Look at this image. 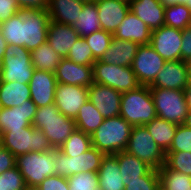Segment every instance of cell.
I'll list each match as a JSON object with an SVG mask.
<instances>
[{"mask_svg": "<svg viewBox=\"0 0 191 190\" xmlns=\"http://www.w3.org/2000/svg\"><path fill=\"white\" fill-rule=\"evenodd\" d=\"M32 126L45 134L54 149H59L77 129L75 119L63 115L55 103L38 107Z\"/></svg>", "mask_w": 191, "mask_h": 190, "instance_id": "obj_1", "label": "cell"}, {"mask_svg": "<svg viewBox=\"0 0 191 190\" xmlns=\"http://www.w3.org/2000/svg\"><path fill=\"white\" fill-rule=\"evenodd\" d=\"M133 126L120 115L104 119L91 135L92 147L105 155L125 151Z\"/></svg>", "mask_w": 191, "mask_h": 190, "instance_id": "obj_2", "label": "cell"}, {"mask_svg": "<svg viewBox=\"0 0 191 190\" xmlns=\"http://www.w3.org/2000/svg\"><path fill=\"white\" fill-rule=\"evenodd\" d=\"M120 116L132 126H145L157 117L149 86L122 93Z\"/></svg>", "mask_w": 191, "mask_h": 190, "instance_id": "obj_3", "label": "cell"}, {"mask_svg": "<svg viewBox=\"0 0 191 190\" xmlns=\"http://www.w3.org/2000/svg\"><path fill=\"white\" fill-rule=\"evenodd\" d=\"M1 143L15 157L29 152H43L54 149L45 134L32 125L23 129L4 132L1 135Z\"/></svg>", "mask_w": 191, "mask_h": 190, "instance_id": "obj_4", "label": "cell"}, {"mask_svg": "<svg viewBox=\"0 0 191 190\" xmlns=\"http://www.w3.org/2000/svg\"><path fill=\"white\" fill-rule=\"evenodd\" d=\"M35 68L31 62V51L24 46L8 44L3 57L0 82L28 84Z\"/></svg>", "mask_w": 191, "mask_h": 190, "instance_id": "obj_5", "label": "cell"}, {"mask_svg": "<svg viewBox=\"0 0 191 190\" xmlns=\"http://www.w3.org/2000/svg\"><path fill=\"white\" fill-rule=\"evenodd\" d=\"M158 118L177 125L184 124L189 112L184 91L179 89L150 88Z\"/></svg>", "mask_w": 191, "mask_h": 190, "instance_id": "obj_6", "label": "cell"}, {"mask_svg": "<svg viewBox=\"0 0 191 190\" xmlns=\"http://www.w3.org/2000/svg\"><path fill=\"white\" fill-rule=\"evenodd\" d=\"M55 149L43 152H29L16 157V167L26 181L27 187L39 186L47 177L55 175L52 158Z\"/></svg>", "mask_w": 191, "mask_h": 190, "instance_id": "obj_7", "label": "cell"}, {"mask_svg": "<svg viewBox=\"0 0 191 190\" xmlns=\"http://www.w3.org/2000/svg\"><path fill=\"white\" fill-rule=\"evenodd\" d=\"M125 151L146 162L153 169H161L166 153L156 144L145 126H133Z\"/></svg>", "mask_w": 191, "mask_h": 190, "instance_id": "obj_8", "label": "cell"}, {"mask_svg": "<svg viewBox=\"0 0 191 190\" xmlns=\"http://www.w3.org/2000/svg\"><path fill=\"white\" fill-rule=\"evenodd\" d=\"M94 83L107 85L121 93L138 88L137 80L131 66H119L96 60L92 65Z\"/></svg>", "mask_w": 191, "mask_h": 190, "instance_id": "obj_9", "label": "cell"}, {"mask_svg": "<svg viewBox=\"0 0 191 190\" xmlns=\"http://www.w3.org/2000/svg\"><path fill=\"white\" fill-rule=\"evenodd\" d=\"M50 17L47 10L23 11V46L32 51L47 41Z\"/></svg>", "mask_w": 191, "mask_h": 190, "instance_id": "obj_10", "label": "cell"}, {"mask_svg": "<svg viewBox=\"0 0 191 190\" xmlns=\"http://www.w3.org/2000/svg\"><path fill=\"white\" fill-rule=\"evenodd\" d=\"M165 62L150 44L139 45L131 67L139 83L150 86Z\"/></svg>", "mask_w": 191, "mask_h": 190, "instance_id": "obj_11", "label": "cell"}, {"mask_svg": "<svg viewBox=\"0 0 191 190\" xmlns=\"http://www.w3.org/2000/svg\"><path fill=\"white\" fill-rule=\"evenodd\" d=\"M183 30L163 25L151 32L150 45L165 60H181Z\"/></svg>", "mask_w": 191, "mask_h": 190, "instance_id": "obj_12", "label": "cell"}, {"mask_svg": "<svg viewBox=\"0 0 191 190\" xmlns=\"http://www.w3.org/2000/svg\"><path fill=\"white\" fill-rule=\"evenodd\" d=\"M88 100V87L57 83L55 105L63 115L75 119Z\"/></svg>", "mask_w": 191, "mask_h": 190, "instance_id": "obj_13", "label": "cell"}, {"mask_svg": "<svg viewBox=\"0 0 191 190\" xmlns=\"http://www.w3.org/2000/svg\"><path fill=\"white\" fill-rule=\"evenodd\" d=\"M122 93L100 83L88 87V99L105 119L120 115Z\"/></svg>", "mask_w": 191, "mask_h": 190, "instance_id": "obj_14", "label": "cell"}, {"mask_svg": "<svg viewBox=\"0 0 191 190\" xmlns=\"http://www.w3.org/2000/svg\"><path fill=\"white\" fill-rule=\"evenodd\" d=\"M190 83V75L183 60L166 61L150 88L179 89L184 91Z\"/></svg>", "mask_w": 191, "mask_h": 190, "instance_id": "obj_15", "label": "cell"}, {"mask_svg": "<svg viewBox=\"0 0 191 190\" xmlns=\"http://www.w3.org/2000/svg\"><path fill=\"white\" fill-rule=\"evenodd\" d=\"M37 110L36 104L31 100H25V103L19 107H1L0 108V133L6 131L23 129L32 125L35 113Z\"/></svg>", "mask_w": 191, "mask_h": 190, "instance_id": "obj_16", "label": "cell"}, {"mask_svg": "<svg viewBox=\"0 0 191 190\" xmlns=\"http://www.w3.org/2000/svg\"><path fill=\"white\" fill-rule=\"evenodd\" d=\"M31 100L37 108L55 103L57 79L55 73L35 69L30 80Z\"/></svg>", "mask_w": 191, "mask_h": 190, "instance_id": "obj_17", "label": "cell"}, {"mask_svg": "<svg viewBox=\"0 0 191 190\" xmlns=\"http://www.w3.org/2000/svg\"><path fill=\"white\" fill-rule=\"evenodd\" d=\"M101 29L114 34L130 11L129 2L123 0H98L95 2Z\"/></svg>", "mask_w": 191, "mask_h": 190, "instance_id": "obj_18", "label": "cell"}, {"mask_svg": "<svg viewBox=\"0 0 191 190\" xmlns=\"http://www.w3.org/2000/svg\"><path fill=\"white\" fill-rule=\"evenodd\" d=\"M57 83L89 87L93 82L92 66L78 65L62 58L55 72Z\"/></svg>", "mask_w": 191, "mask_h": 190, "instance_id": "obj_19", "label": "cell"}, {"mask_svg": "<svg viewBox=\"0 0 191 190\" xmlns=\"http://www.w3.org/2000/svg\"><path fill=\"white\" fill-rule=\"evenodd\" d=\"M130 11L151 31L165 25V7L159 0H130Z\"/></svg>", "mask_w": 191, "mask_h": 190, "instance_id": "obj_20", "label": "cell"}, {"mask_svg": "<svg viewBox=\"0 0 191 190\" xmlns=\"http://www.w3.org/2000/svg\"><path fill=\"white\" fill-rule=\"evenodd\" d=\"M79 38L74 27L54 21L49 22L47 42L61 58L68 56L69 50Z\"/></svg>", "mask_w": 191, "mask_h": 190, "instance_id": "obj_21", "label": "cell"}, {"mask_svg": "<svg viewBox=\"0 0 191 190\" xmlns=\"http://www.w3.org/2000/svg\"><path fill=\"white\" fill-rule=\"evenodd\" d=\"M151 30L131 11L114 32L113 37L136 42L139 45H148L151 39Z\"/></svg>", "mask_w": 191, "mask_h": 190, "instance_id": "obj_22", "label": "cell"}, {"mask_svg": "<svg viewBox=\"0 0 191 190\" xmlns=\"http://www.w3.org/2000/svg\"><path fill=\"white\" fill-rule=\"evenodd\" d=\"M139 44L113 37L108 50L100 58V62L119 66H131Z\"/></svg>", "mask_w": 191, "mask_h": 190, "instance_id": "obj_23", "label": "cell"}, {"mask_svg": "<svg viewBox=\"0 0 191 190\" xmlns=\"http://www.w3.org/2000/svg\"><path fill=\"white\" fill-rule=\"evenodd\" d=\"M85 3L79 0H49L47 12L51 21L73 27Z\"/></svg>", "mask_w": 191, "mask_h": 190, "instance_id": "obj_24", "label": "cell"}, {"mask_svg": "<svg viewBox=\"0 0 191 190\" xmlns=\"http://www.w3.org/2000/svg\"><path fill=\"white\" fill-rule=\"evenodd\" d=\"M97 174L99 178V190L125 189L115 154H108L102 158Z\"/></svg>", "mask_w": 191, "mask_h": 190, "instance_id": "obj_25", "label": "cell"}, {"mask_svg": "<svg viewBox=\"0 0 191 190\" xmlns=\"http://www.w3.org/2000/svg\"><path fill=\"white\" fill-rule=\"evenodd\" d=\"M115 155L117 156L124 186L127 184L128 180L139 179L152 169L146 162L126 151L117 152Z\"/></svg>", "mask_w": 191, "mask_h": 190, "instance_id": "obj_26", "label": "cell"}, {"mask_svg": "<svg viewBox=\"0 0 191 190\" xmlns=\"http://www.w3.org/2000/svg\"><path fill=\"white\" fill-rule=\"evenodd\" d=\"M31 99L29 84L18 82H0L1 107L11 108L20 106L25 100Z\"/></svg>", "mask_w": 191, "mask_h": 190, "instance_id": "obj_27", "label": "cell"}, {"mask_svg": "<svg viewBox=\"0 0 191 190\" xmlns=\"http://www.w3.org/2000/svg\"><path fill=\"white\" fill-rule=\"evenodd\" d=\"M145 127L156 144L166 153L171 146L178 125L156 117Z\"/></svg>", "mask_w": 191, "mask_h": 190, "instance_id": "obj_28", "label": "cell"}, {"mask_svg": "<svg viewBox=\"0 0 191 190\" xmlns=\"http://www.w3.org/2000/svg\"><path fill=\"white\" fill-rule=\"evenodd\" d=\"M61 59L47 41L31 51V62L37 70L55 73Z\"/></svg>", "mask_w": 191, "mask_h": 190, "instance_id": "obj_29", "label": "cell"}, {"mask_svg": "<svg viewBox=\"0 0 191 190\" xmlns=\"http://www.w3.org/2000/svg\"><path fill=\"white\" fill-rule=\"evenodd\" d=\"M98 15L95 2H86L84 4L82 12L78 17V22L73 26L81 38H84L101 29Z\"/></svg>", "mask_w": 191, "mask_h": 190, "instance_id": "obj_30", "label": "cell"}, {"mask_svg": "<svg viewBox=\"0 0 191 190\" xmlns=\"http://www.w3.org/2000/svg\"><path fill=\"white\" fill-rule=\"evenodd\" d=\"M104 119L97 108L88 100L82 105L75 118L76 128L91 136Z\"/></svg>", "mask_w": 191, "mask_h": 190, "instance_id": "obj_31", "label": "cell"}, {"mask_svg": "<svg viewBox=\"0 0 191 190\" xmlns=\"http://www.w3.org/2000/svg\"><path fill=\"white\" fill-rule=\"evenodd\" d=\"M158 173L163 190H191V176L169 169L165 164Z\"/></svg>", "mask_w": 191, "mask_h": 190, "instance_id": "obj_32", "label": "cell"}, {"mask_svg": "<svg viewBox=\"0 0 191 190\" xmlns=\"http://www.w3.org/2000/svg\"><path fill=\"white\" fill-rule=\"evenodd\" d=\"M0 31L7 44L23 46V11L1 22Z\"/></svg>", "mask_w": 191, "mask_h": 190, "instance_id": "obj_33", "label": "cell"}, {"mask_svg": "<svg viewBox=\"0 0 191 190\" xmlns=\"http://www.w3.org/2000/svg\"><path fill=\"white\" fill-rule=\"evenodd\" d=\"M55 175L62 177H70L74 174L81 173L80 156L72 155V157L65 155L59 149H55V155L52 158Z\"/></svg>", "mask_w": 191, "mask_h": 190, "instance_id": "obj_34", "label": "cell"}, {"mask_svg": "<svg viewBox=\"0 0 191 190\" xmlns=\"http://www.w3.org/2000/svg\"><path fill=\"white\" fill-rule=\"evenodd\" d=\"M92 147L91 136L76 129L62 144L59 150L67 156L80 155Z\"/></svg>", "mask_w": 191, "mask_h": 190, "instance_id": "obj_35", "label": "cell"}, {"mask_svg": "<svg viewBox=\"0 0 191 190\" xmlns=\"http://www.w3.org/2000/svg\"><path fill=\"white\" fill-rule=\"evenodd\" d=\"M191 22V11L186 5L165 7V25L175 29L184 30Z\"/></svg>", "mask_w": 191, "mask_h": 190, "instance_id": "obj_36", "label": "cell"}, {"mask_svg": "<svg viewBox=\"0 0 191 190\" xmlns=\"http://www.w3.org/2000/svg\"><path fill=\"white\" fill-rule=\"evenodd\" d=\"M112 38L113 34L102 29L84 37L91 48L95 61L100 60L102 55L108 50Z\"/></svg>", "mask_w": 191, "mask_h": 190, "instance_id": "obj_37", "label": "cell"}, {"mask_svg": "<svg viewBox=\"0 0 191 190\" xmlns=\"http://www.w3.org/2000/svg\"><path fill=\"white\" fill-rule=\"evenodd\" d=\"M67 59L78 65L92 66L95 63L91 48L84 38H79L68 52Z\"/></svg>", "mask_w": 191, "mask_h": 190, "instance_id": "obj_38", "label": "cell"}, {"mask_svg": "<svg viewBox=\"0 0 191 190\" xmlns=\"http://www.w3.org/2000/svg\"><path fill=\"white\" fill-rule=\"evenodd\" d=\"M165 165L169 169L191 176V153L166 152Z\"/></svg>", "mask_w": 191, "mask_h": 190, "instance_id": "obj_39", "label": "cell"}, {"mask_svg": "<svg viewBox=\"0 0 191 190\" xmlns=\"http://www.w3.org/2000/svg\"><path fill=\"white\" fill-rule=\"evenodd\" d=\"M70 190H98L99 178L97 173L87 172L74 174L67 178Z\"/></svg>", "mask_w": 191, "mask_h": 190, "instance_id": "obj_40", "label": "cell"}, {"mask_svg": "<svg viewBox=\"0 0 191 190\" xmlns=\"http://www.w3.org/2000/svg\"><path fill=\"white\" fill-rule=\"evenodd\" d=\"M160 178L157 169H151L145 176L139 179L128 180L124 190H158Z\"/></svg>", "mask_w": 191, "mask_h": 190, "instance_id": "obj_41", "label": "cell"}, {"mask_svg": "<svg viewBox=\"0 0 191 190\" xmlns=\"http://www.w3.org/2000/svg\"><path fill=\"white\" fill-rule=\"evenodd\" d=\"M27 188L26 181L16 166L0 174V190H27Z\"/></svg>", "mask_w": 191, "mask_h": 190, "instance_id": "obj_42", "label": "cell"}, {"mask_svg": "<svg viewBox=\"0 0 191 190\" xmlns=\"http://www.w3.org/2000/svg\"><path fill=\"white\" fill-rule=\"evenodd\" d=\"M191 153V128L185 124L178 125L171 146L167 152Z\"/></svg>", "mask_w": 191, "mask_h": 190, "instance_id": "obj_43", "label": "cell"}, {"mask_svg": "<svg viewBox=\"0 0 191 190\" xmlns=\"http://www.w3.org/2000/svg\"><path fill=\"white\" fill-rule=\"evenodd\" d=\"M80 156L81 172H93L97 173L101 166L102 158L105 154L95 147H91L88 151L82 153Z\"/></svg>", "mask_w": 191, "mask_h": 190, "instance_id": "obj_44", "label": "cell"}, {"mask_svg": "<svg viewBox=\"0 0 191 190\" xmlns=\"http://www.w3.org/2000/svg\"><path fill=\"white\" fill-rule=\"evenodd\" d=\"M38 187L41 190H70L68 179L58 175L47 177Z\"/></svg>", "mask_w": 191, "mask_h": 190, "instance_id": "obj_45", "label": "cell"}, {"mask_svg": "<svg viewBox=\"0 0 191 190\" xmlns=\"http://www.w3.org/2000/svg\"><path fill=\"white\" fill-rule=\"evenodd\" d=\"M21 12L17 0H0V22Z\"/></svg>", "mask_w": 191, "mask_h": 190, "instance_id": "obj_46", "label": "cell"}, {"mask_svg": "<svg viewBox=\"0 0 191 190\" xmlns=\"http://www.w3.org/2000/svg\"><path fill=\"white\" fill-rule=\"evenodd\" d=\"M16 166V157L3 146L0 147V174Z\"/></svg>", "mask_w": 191, "mask_h": 190, "instance_id": "obj_47", "label": "cell"}, {"mask_svg": "<svg viewBox=\"0 0 191 190\" xmlns=\"http://www.w3.org/2000/svg\"><path fill=\"white\" fill-rule=\"evenodd\" d=\"M21 11L24 10H47L49 0H17Z\"/></svg>", "mask_w": 191, "mask_h": 190, "instance_id": "obj_48", "label": "cell"}, {"mask_svg": "<svg viewBox=\"0 0 191 190\" xmlns=\"http://www.w3.org/2000/svg\"><path fill=\"white\" fill-rule=\"evenodd\" d=\"M191 56V30L188 28L182 32L181 60L185 61Z\"/></svg>", "mask_w": 191, "mask_h": 190, "instance_id": "obj_49", "label": "cell"}, {"mask_svg": "<svg viewBox=\"0 0 191 190\" xmlns=\"http://www.w3.org/2000/svg\"><path fill=\"white\" fill-rule=\"evenodd\" d=\"M184 94H185L186 103L189 107V112L184 124L187 127L191 128V83H189L186 89L184 90Z\"/></svg>", "mask_w": 191, "mask_h": 190, "instance_id": "obj_50", "label": "cell"}, {"mask_svg": "<svg viewBox=\"0 0 191 190\" xmlns=\"http://www.w3.org/2000/svg\"><path fill=\"white\" fill-rule=\"evenodd\" d=\"M164 7L174 5H186L188 8L191 6V0H159Z\"/></svg>", "mask_w": 191, "mask_h": 190, "instance_id": "obj_51", "label": "cell"}, {"mask_svg": "<svg viewBox=\"0 0 191 190\" xmlns=\"http://www.w3.org/2000/svg\"><path fill=\"white\" fill-rule=\"evenodd\" d=\"M7 45H8V44H7V42L5 41V39H4V37L2 36L1 31H0V51H1V52H5Z\"/></svg>", "mask_w": 191, "mask_h": 190, "instance_id": "obj_52", "label": "cell"}, {"mask_svg": "<svg viewBox=\"0 0 191 190\" xmlns=\"http://www.w3.org/2000/svg\"><path fill=\"white\" fill-rule=\"evenodd\" d=\"M188 71H189V75L191 76V56L185 60Z\"/></svg>", "mask_w": 191, "mask_h": 190, "instance_id": "obj_53", "label": "cell"}, {"mask_svg": "<svg viewBox=\"0 0 191 190\" xmlns=\"http://www.w3.org/2000/svg\"><path fill=\"white\" fill-rule=\"evenodd\" d=\"M4 53H5V52H1V51H0V71L2 70Z\"/></svg>", "mask_w": 191, "mask_h": 190, "instance_id": "obj_54", "label": "cell"}, {"mask_svg": "<svg viewBox=\"0 0 191 190\" xmlns=\"http://www.w3.org/2000/svg\"><path fill=\"white\" fill-rule=\"evenodd\" d=\"M27 190H41L38 186L28 187Z\"/></svg>", "mask_w": 191, "mask_h": 190, "instance_id": "obj_55", "label": "cell"}, {"mask_svg": "<svg viewBox=\"0 0 191 190\" xmlns=\"http://www.w3.org/2000/svg\"><path fill=\"white\" fill-rule=\"evenodd\" d=\"M96 1H98V0H88V2H96Z\"/></svg>", "mask_w": 191, "mask_h": 190, "instance_id": "obj_56", "label": "cell"}, {"mask_svg": "<svg viewBox=\"0 0 191 190\" xmlns=\"http://www.w3.org/2000/svg\"><path fill=\"white\" fill-rule=\"evenodd\" d=\"M188 29L191 30V22L189 23Z\"/></svg>", "mask_w": 191, "mask_h": 190, "instance_id": "obj_57", "label": "cell"}]
</instances>
